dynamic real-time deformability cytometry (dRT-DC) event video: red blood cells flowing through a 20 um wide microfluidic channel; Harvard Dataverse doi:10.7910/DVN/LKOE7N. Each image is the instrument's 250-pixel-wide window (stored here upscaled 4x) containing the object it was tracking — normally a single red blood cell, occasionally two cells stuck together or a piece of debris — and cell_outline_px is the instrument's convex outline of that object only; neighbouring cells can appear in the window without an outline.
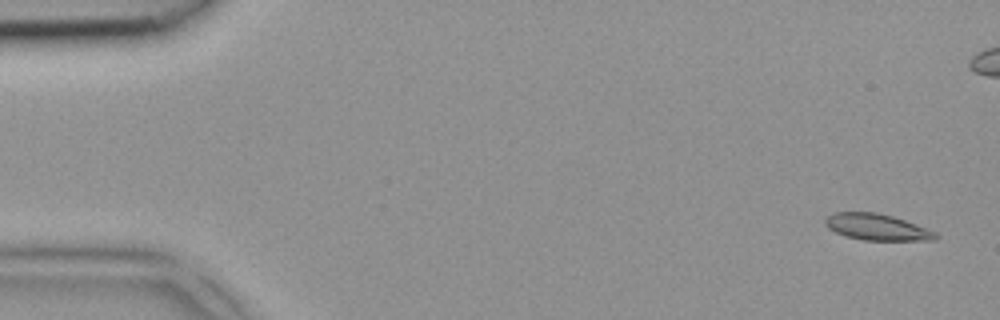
{"species": "common noctule bat (a hibernating species)", "species_latin": "Nyctalus noctula", "temperature_condition": "room temperature", "stored_images_in_passage": 5, "camera_frame_rate_fps": 3000, "um_per_image_px": 0.085, "animal": {"sex": "female", "body_mass_g": 18.4}, "frame": {"image": 1, "passage_image": 1, "time_ms": 0.0, "image_size_px": [1000, 320], "cell_outline_px": [[940, 236], [936, 240], [864, 240], [844, 236], [828, 228], [824, 224], [824, 220], [832, 212], [876, 212], [892, 216], [904, 220], [936, 232]], "centroid_in_image_um": [74.51, 19.3], "position_along_channel_um": 10.5, "area_um2": 16.94}}